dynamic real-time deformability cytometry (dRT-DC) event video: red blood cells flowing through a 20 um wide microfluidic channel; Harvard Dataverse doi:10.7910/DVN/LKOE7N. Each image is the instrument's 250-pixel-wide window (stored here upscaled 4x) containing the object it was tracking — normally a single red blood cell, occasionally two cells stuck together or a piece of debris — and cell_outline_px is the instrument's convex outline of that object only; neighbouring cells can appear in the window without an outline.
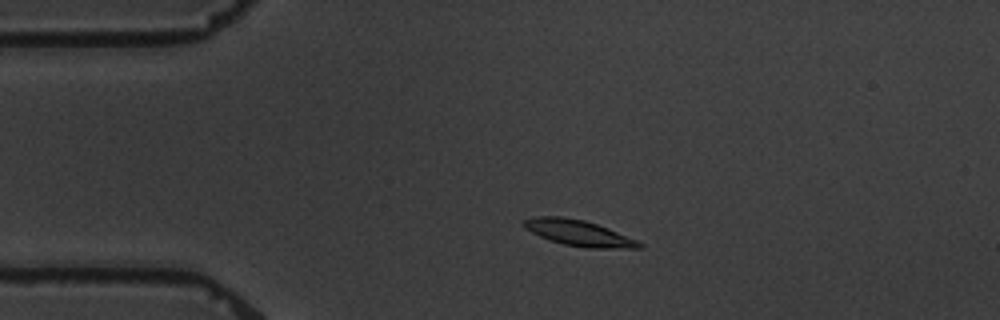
{"species": "common noctule bat (a hibernating species)", "species_latin": "Nyctalus noctula", "temperature_condition": "warm", "stored_images_in_passage": 3, "camera_frame_rate_fps": 3000, "um_per_image_px": 0.085, "animal": {"sex": "male", "body_mass_g": 19.5, "forearm_length_mm": 54.6}, "frame": {"image": 1, "passage_image": 2, "time_ms": 1.333, "image_size_px": [1000, 320], "cell_outline_px": [[644, 244], [640, 248], [588, 248], [564, 244], [540, 236], [524, 228], [520, 224], [524, 220], [536, 216], [564, 216], [584, 220], [608, 228], [636, 240]], "centroid_in_image_um": [49.16, 19.79], "position_along_channel_um": 35.8, "area_um2": 17.22}}